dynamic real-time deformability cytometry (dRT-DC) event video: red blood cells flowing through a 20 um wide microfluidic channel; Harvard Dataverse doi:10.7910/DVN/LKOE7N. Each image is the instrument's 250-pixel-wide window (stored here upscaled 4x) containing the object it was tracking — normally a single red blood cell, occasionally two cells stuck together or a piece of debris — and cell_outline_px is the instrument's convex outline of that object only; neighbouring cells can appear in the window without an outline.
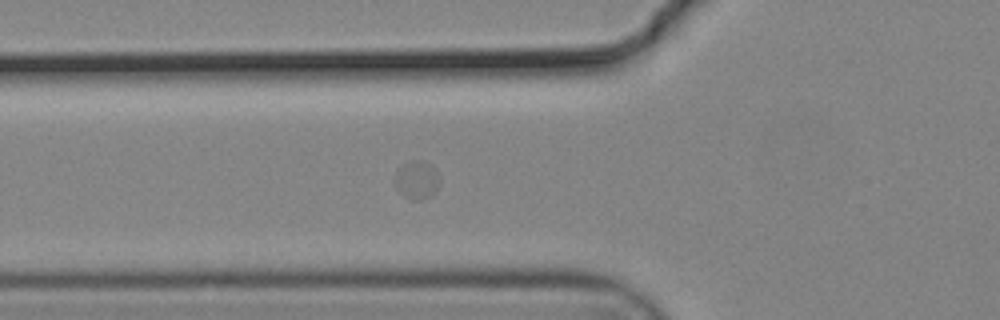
{"species": "common noctule bat (a hibernating species)", "species_latin": "Nyctalus noctula", "temperature_condition": "cold", "stored_images_in_passage": 19, "camera_frame_rate_fps": 3000, "um_per_image_px": 0.085, "animal": {"sex": "male", "body_mass_g": 19.2, "forearm_length_mm": 51.8}, "frame": {"image": 1, "passage_image": 4, "time_ms": 1.0, "image_size_px": [1000, 320], "cell_outline_px": [[440, 184], [428, 196], [420, 200], [412, 200], [404, 196], [396, 188], [392, 180], [396, 168], [404, 164], [416, 160], [420, 160], [436, 168], [440, 176]], "centroid_in_image_um": [35.38, 15.28], "position_along_channel_um": 90.4, "area_um2": 10.12}}
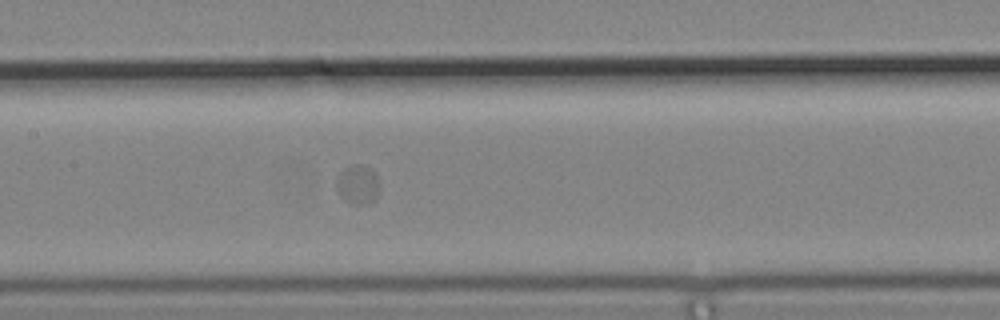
{"frame": {"image": 2, "passage_image": 11, "time_ms": 3.333, "image_size_px": [1000, 320], "cell_outline_px": [[380, 192], [368, 204], [348, 204], [340, 196], [336, 184], [340, 172], [344, 168], [352, 164], [360, 164], [372, 168], [376, 172], [380, 180]], "centroid_in_image_um": [30.46, 15.67], "position_along_channel_um": 176.9, "area_um2": 10.17}}